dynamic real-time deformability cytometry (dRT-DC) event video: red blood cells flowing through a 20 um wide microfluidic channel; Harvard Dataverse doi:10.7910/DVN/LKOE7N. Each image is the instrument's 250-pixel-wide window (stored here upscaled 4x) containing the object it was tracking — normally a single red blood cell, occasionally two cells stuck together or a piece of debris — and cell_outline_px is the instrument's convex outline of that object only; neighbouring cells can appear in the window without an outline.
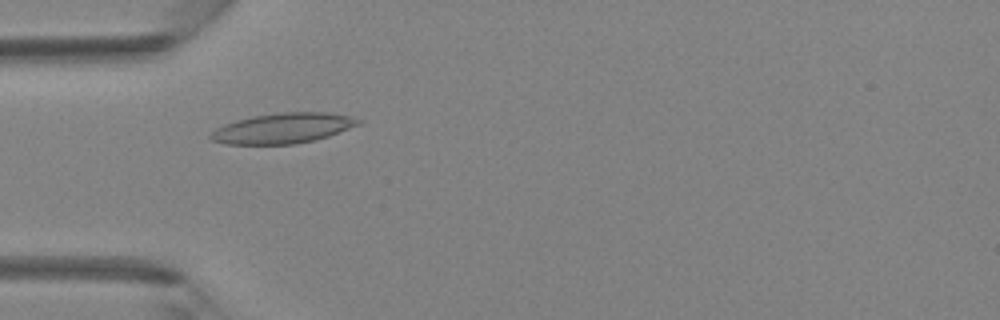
{"species": "Egyptian fruit bat (a non-hibernating species)", "species_latin": "Rousettus aegyptiacus", "temperature_condition": "room temperature", "stored_images_in_passage": 37, "camera_frame_rate_fps": 3000, "um_per_image_px": 0.085, "animal": {"sex": "female"}, "frame": {"image": 1, "passage_image": 8, "time_ms": 2.333, "image_size_px": [1000, 320], "cell_outline_px": [[364, 120], [360, 124], [328, 136], [316, 140], [296, 144], [224, 144], [212, 140], [208, 136], [216, 128], [236, 120], [252, 116], [280, 112], [328, 112], [352, 116]], "centroid_in_image_um": [24.08, 10.89], "position_along_channel_um": 60.9, "area_um2": 26.18}}
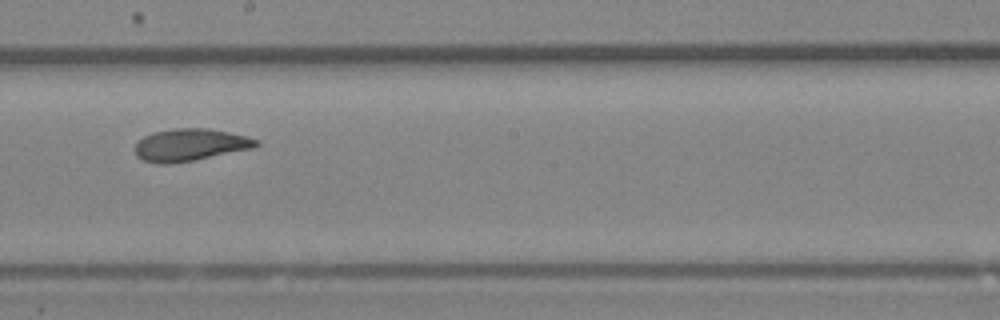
{"frame": {"image": 2, "passage_image": 19, "time_ms": 6.0, "image_size_px": [1000, 320], "cell_outline_px": [[260, 144], [256, 148], [192, 160], [168, 164], [156, 164], [144, 160], [136, 156], [136, 144], [144, 136], [152, 132], [176, 128], [208, 128], [248, 136], [260, 140]], "centroid_in_image_um": [16.21, 12.31], "position_along_channel_um": 232.0, "area_um2": 22.83}}
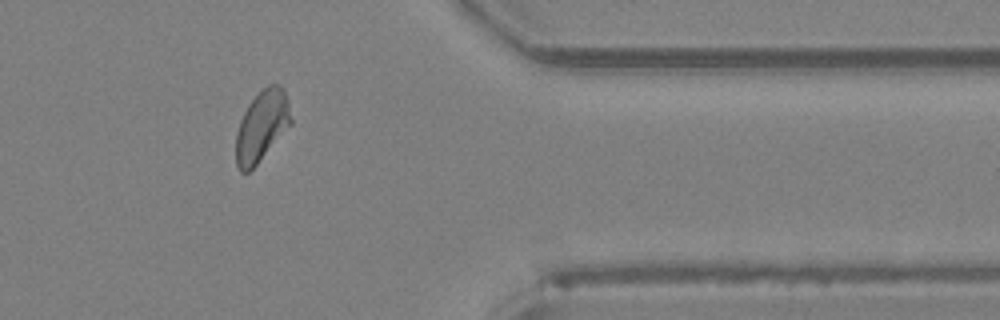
{"frame": {"image": 3, "passage_image": 30, "time_ms": 9.667, "image_size_px": [1000, 320], "cell_outline_px": [[292, 124], [256, 164], [248, 172], [240, 172], [236, 164], [236, 132], [240, 120], [248, 104], [268, 84], [280, 84], [284, 88], [288, 100], [292, 120]], "centroid_in_image_um": [22.26, 10.69], "position_along_channel_um": 389.1, "area_um2": 22.6}}